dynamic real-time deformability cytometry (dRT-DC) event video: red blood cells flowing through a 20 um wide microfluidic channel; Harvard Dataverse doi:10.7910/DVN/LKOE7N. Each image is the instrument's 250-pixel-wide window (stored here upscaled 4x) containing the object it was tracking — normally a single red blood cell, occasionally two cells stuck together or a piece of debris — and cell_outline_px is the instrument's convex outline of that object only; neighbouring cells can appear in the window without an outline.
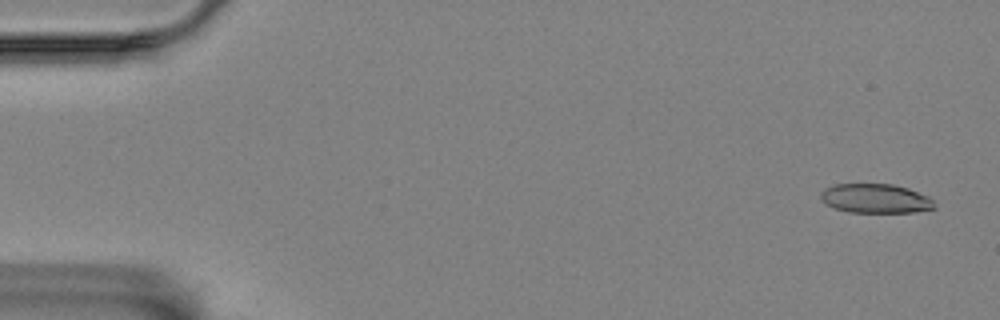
{"species": "Egyptian fruit bat (a non-hibernating species)", "species_latin": "Rousettus aegyptiacus", "temperature_condition": "room temperature", "stored_images_in_passage": 58, "camera_frame_rate_fps": 3000, "um_per_image_px": 0.085, "animal": {"sex": "female"}, "frame": {"image": 1, "passage_image": 3, "time_ms": 0.667, "image_size_px": [1000, 320], "cell_outline_px": [[936, 208], [912, 212], [848, 212], [824, 204], [820, 200], [820, 192], [824, 188], [836, 184], [892, 184], [908, 188], [928, 196], [932, 200]], "centroid_in_image_um": [74.38, 16.87], "position_along_channel_um": 10.6, "area_um2": 19.42}}
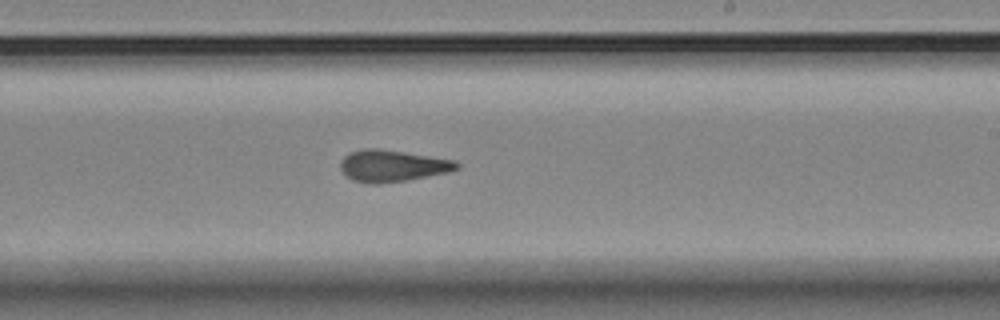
{"frame": {"image": 2, "passage_image": 35, "time_ms": 11.333, "image_size_px": [1000, 320], "cell_outline_px": [[460, 168], [448, 172], [408, 180], [380, 184], [368, 184], [352, 180], [340, 168], [340, 160], [348, 152], [364, 148], [376, 148], [404, 152], [456, 160], [460, 164]], "centroid_in_image_um": [33.34, 14.1], "position_along_channel_um": 255.7, "area_um2": 21.68}}
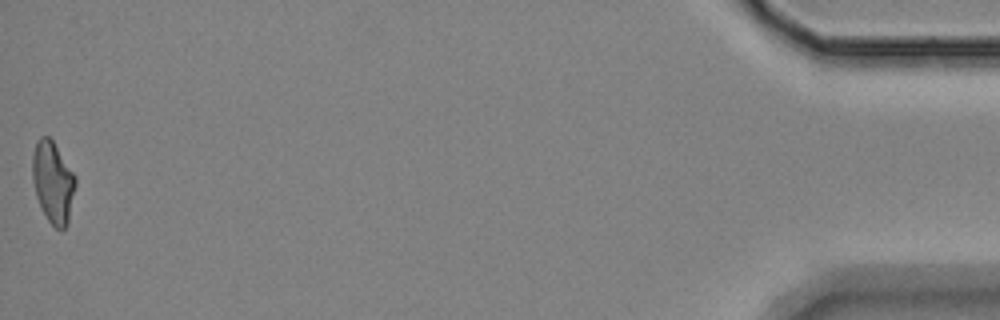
{"frame": {"image": 3, "passage_image": 58, "time_ms": 19.0, "image_size_px": [1000, 320], "cell_outline_px": [[76, 184], [68, 224], [60, 232], [48, 220], [36, 196], [32, 180], [32, 156], [36, 140], [40, 136], [48, 136], [52, 140], [76, 176]], "centroid_in_image_um": [4.5, 15.48], "position_along_channel_um": 430.7, "area_um2": 20.52}, "authors_computed_cell_mechanics": {"area_um2": 20.808, "velocity_mm_per_s": 3.4826, "shape_relaxation_time_tau1_ms": null, "shape_relaxation_time_tau2_ms": 1.9043, "deformation_change_tau1": null, "deformation_change_tau2": 0.1039}}